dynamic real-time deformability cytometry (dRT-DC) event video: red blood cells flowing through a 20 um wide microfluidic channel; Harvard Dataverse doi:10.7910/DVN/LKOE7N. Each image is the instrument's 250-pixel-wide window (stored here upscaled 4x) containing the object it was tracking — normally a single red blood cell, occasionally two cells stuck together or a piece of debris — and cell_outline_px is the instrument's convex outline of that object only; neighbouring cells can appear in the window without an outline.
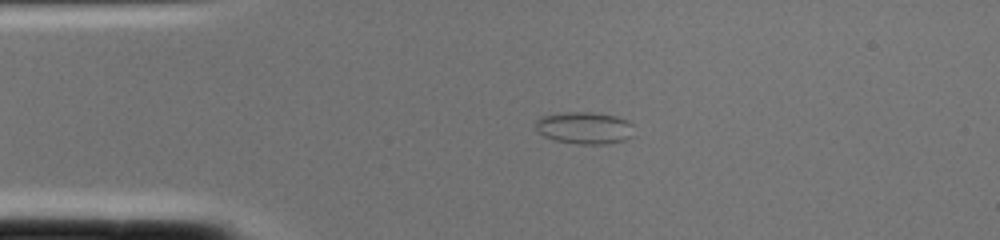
{"species": "common noctule bat (a hibernating species)", "species_latin": "Nyctalus noctula", "temperature_condition": "cold", "stored_images_in_passage": 1, "camera_frame_rate_fps": 3000, "um_per_image_px": 0.085, "animal": {"sex": "female", "body_mass_g": 22.0, "forearm_length_mm": 56.7}, "frame": {"image": 1, "passage_image": 1, "time_ms": 0.0, "image_size_px": [1000, 240], "cell_outline_px": [[632, 136], [624, 140], [604, 144], [580, 144], [556, 140], [544, 136], [536, 132], [536, 120], [540, 116], [564, 112], [592, 112], [616, 116], [628, 120], [632, 124]], "centroid_in_image_um": [49.66, 10.86], "position_along_channel_um": 35.3, "area_um2": 18.44}}